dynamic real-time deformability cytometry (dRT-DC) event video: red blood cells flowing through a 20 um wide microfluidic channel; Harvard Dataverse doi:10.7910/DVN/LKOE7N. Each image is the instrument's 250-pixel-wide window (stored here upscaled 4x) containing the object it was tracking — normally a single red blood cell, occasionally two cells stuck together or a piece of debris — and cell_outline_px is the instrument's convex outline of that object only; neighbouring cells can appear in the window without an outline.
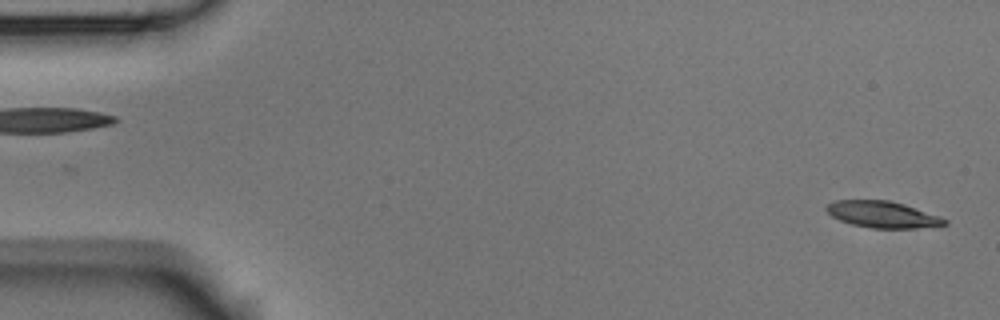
{"species": "Egyptian fruit bat (a non-hibernating species)", "species_latin": "Rousettus aegyptiacus", "temperature_condition": "room temperature", "stored_images_in_passage": 55, "camera_frame_rate_fps": 3000, "um_per_image_px": 0.085, "animal": {"sex": "male"}, "frame": {"image": 1, "passage_image": 1, "time_ms": 0.0, "image_size_px": [1000, 320], "cell_outline_px": [[948, 224], [916, 228], [872, 228], [852, 224], [840, 220], [832, 216], [824, 208], [828, 204], [836, 200], [888, 200], [940, 216], [948, 220]], "centroid_in_image_um": [75.0, 18.23], "position_along_channel_um": 10.0, "area_um2": 17.98}}
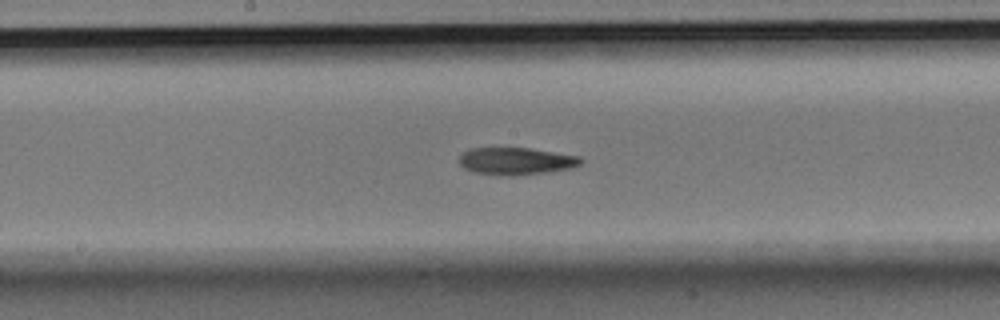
{"frame": {"image": 2, "passage_image": 28, "time_ms": 9.0, "image_size_px": [1000, 320], "cell_outline_px": [[584, 160], [580, 164], [572, 168], [548, 172], [512, 176], [476, 172], [464, 168], [460, 164], [460, 156], [468, 148], [528, 148], [580, 156]], "centroid_in_image_um": [43.9, 13.69], "position_along_channel_um": 204.3, "area_um2": 19.19}}
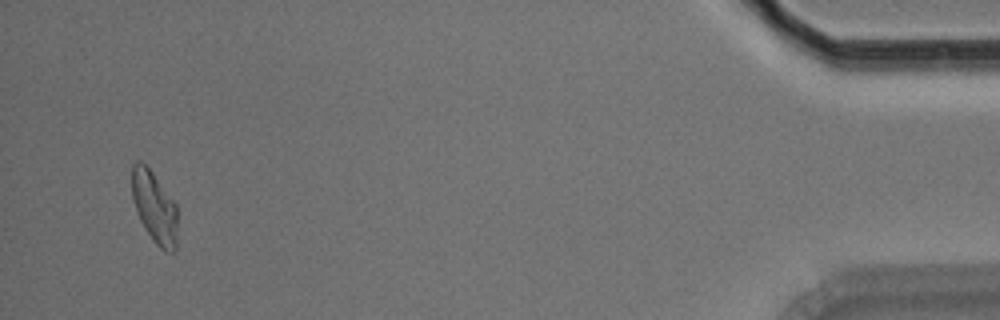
{"frame": {"image": 3, "passage_image": 53, "time_ms": 17.333, "image_size_px": [1000, 320], "cell_outline_px": [[176, 252], [164, 252], [152, 240], [144, 228], [136, 212], [132, 200], [132, 164], [136, 160], [140, 160], [152, 172], [176, 204]], "centroid_in_image_um": [13.11, 17.63], "position_along_channel_um": 422.1, "area_um2": 19.07}, "authors_computed_cell_mechanics": {"area_um2": 19.5364, "velocity_mm_per_s": 3.5755, "shape_relaxation_time_tau1_ms": 8.8038, "shape_relaxation_time_tau2_ms": 6.2862, "deformation_change_tau1": 0.2096, "deformation_change_tau2": 0.1449}}